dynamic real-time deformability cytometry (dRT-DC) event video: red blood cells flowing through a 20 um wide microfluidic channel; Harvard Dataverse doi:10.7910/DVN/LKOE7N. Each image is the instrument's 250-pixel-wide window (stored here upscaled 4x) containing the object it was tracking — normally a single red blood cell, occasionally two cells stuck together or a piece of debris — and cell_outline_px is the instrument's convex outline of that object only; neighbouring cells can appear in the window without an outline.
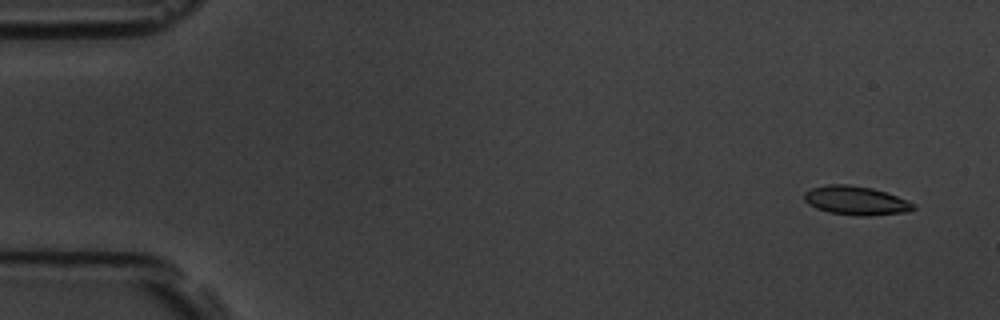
{"species": "common noctule bat (a hibernating species)", "species_latin": "Nyctalus noctula", "temperature_condition": "room temperature", "stored_images_in_passage": 5, "camera_frame_rate_fps": 3000, "um_per_image_px": 0.085, "animal": {"sex": "male", "body_mass_g": 19.5, "forearm_length_mm": 54.6}, "frame": {"image": 1, "passage_image": 1, "time_ms": 0.0, "image_size_px": [1000, 320], "cell_outline_px": [[916, 208], [908, 212], [868, 216], [860, 216], [828, 212], [816, 208], [808, 204], [804, 200], [804, 192], [812, 188], [828, 184], [848, 184], [872, 188], [896, 196], [916, 204]], "centroid_in_image_um": [72.75, 17.05], "position_along_channel_um": 12.3, "area_um2": 18.38}}